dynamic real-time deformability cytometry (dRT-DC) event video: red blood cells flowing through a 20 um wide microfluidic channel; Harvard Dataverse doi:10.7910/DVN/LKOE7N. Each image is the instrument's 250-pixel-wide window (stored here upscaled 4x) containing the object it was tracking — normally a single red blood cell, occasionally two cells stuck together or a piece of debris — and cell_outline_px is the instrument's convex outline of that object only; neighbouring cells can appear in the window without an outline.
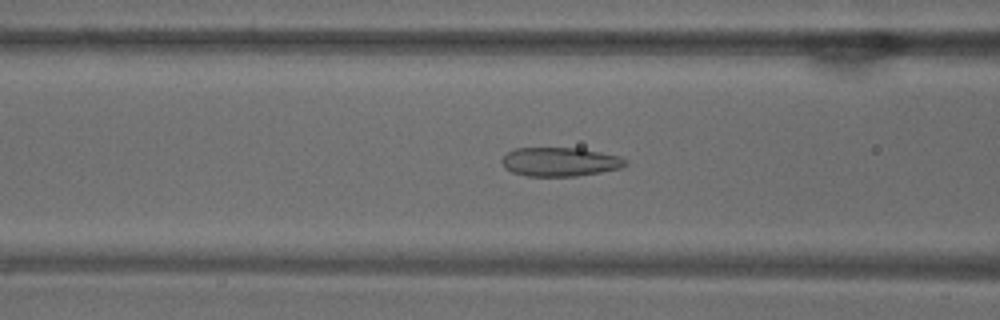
{"species": "common noctule bat (a hibernating species)", "species_latin": "Nyctalus noctula", "temperature_condition": "warm", "stored_images_in_passage": 53, "camera_frame_rate_fps": 3000, "um_per_image_px": 0.085, "animal": {"sex": "male", "body_mass_g": 18.8}, "frame": {"image": 1, "passage_image": 21, "time_ms": 6.667, "image_size_px": [1000, 320], "cell_outline_px": [[628, 164], [620, 168], [600, 172], [576, 176], [528, 176], [512, 172], [504, 168], [500, 160], [508, 152], [516, 148], [580, 148], [620, 156], [628, 160]], "centroid_in_image_um": [47.6, 13.75], "position_along_channel_um": 119.0, "area_um2": 20.87}}
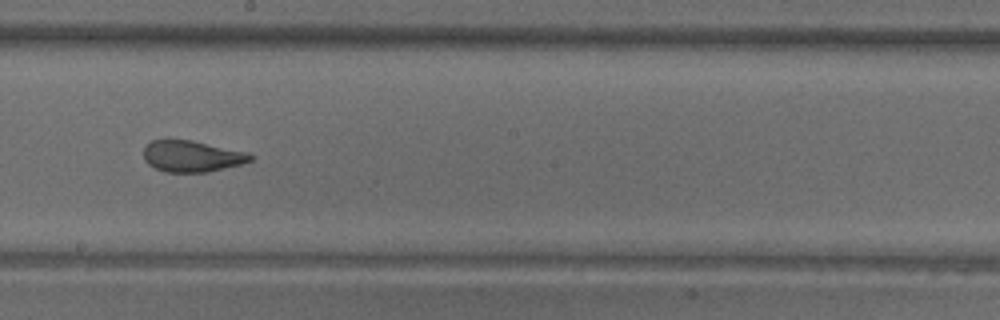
{"frame": {"image": 2, "passage_image": 30, "time_ms": 9.667, "image_size_px": [1000, 320], "cell_outline_px": [[252, 160], [240, 164], [208, 172], [164, 172], [148, 164], [144, 160], [144, 148], [152, 140], [192, 140], [248, 152], [252, 156]], "centroid_in_image_um": [16.3, 13.28], "position_along_channel_um": 231.9, "area_um2": 19.36}}
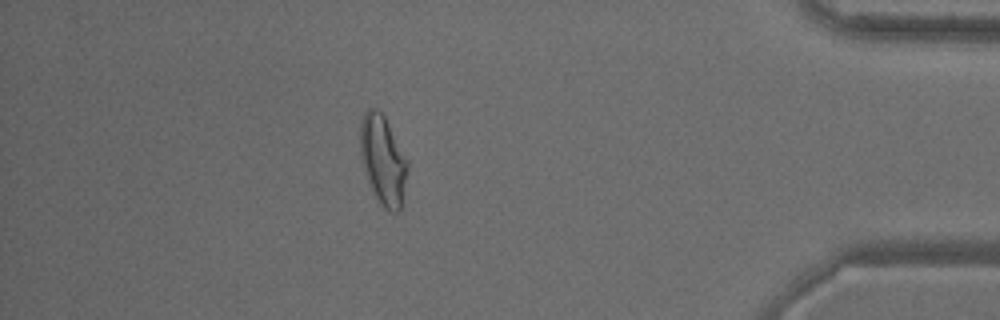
{"frame": {"image": 3, "passage_image": 47, "time_ms": 15.333, "image_size_px": [1000, 320], "cell_outline_px": [[408, 168], [404, 204], [396, 212], [392, 212], [384, 208], [380, 204], [368, 180], [360, 152], [360, 124], [364, 112], [368, 108], [376, 108], [384, 116], [408, 160]], "centroid_in_image_um": [32.58, 13.62], "position_along_channel_um": 402.6, "area_um2": 24.62}, "authors_computed_cell_mechanics": {"area_um2": 22.4842, "velocity_mm_per_s": 3.7583, "shape_relaxation_time_tau1_ms": null, "shape_relaxation_time_tau2_ms": 1.0624, "deformation_change_tau1": null, "deformation_change_tau2": 0.0711}}